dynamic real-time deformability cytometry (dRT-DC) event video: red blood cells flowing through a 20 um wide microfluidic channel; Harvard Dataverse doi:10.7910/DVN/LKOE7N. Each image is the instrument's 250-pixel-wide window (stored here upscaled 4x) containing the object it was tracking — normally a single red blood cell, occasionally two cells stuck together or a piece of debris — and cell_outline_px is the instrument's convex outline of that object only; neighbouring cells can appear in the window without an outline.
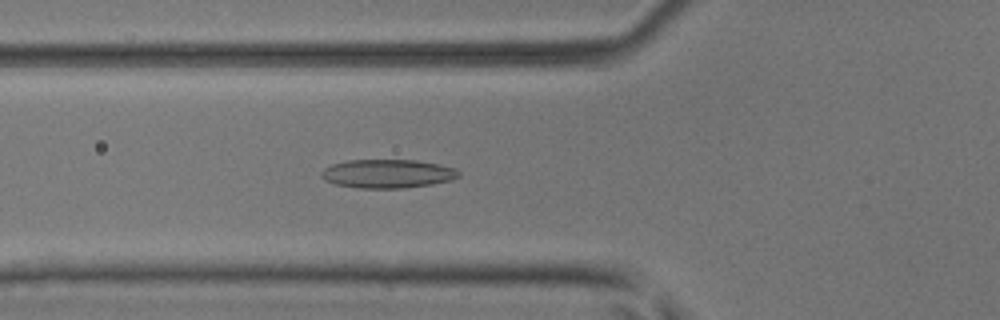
{"species": "common noctule bat (a hibernating species)", "species_latin": "Nyctalus noctula", "temperature_condition": "room temperature", "stored_images_in_passage": 48, "camera_frame_rate_fps": 3000, "um_per_image_px": 0.085, "animal": {"sex": "male", "body_mass_g": 17.9, "forearm_length_mm": 54.2}, "frame": {"image": 1, "passage_image": 19, "time_ms": 6.0, "image_size_px": [1000, 320], "cell_outline_px": [[460, 176], [452, 180], [432, 184], [404, 188], [356, 188], [336, 184], [324, 180], [320, 176], [320, 172], [324, 168], [332, 164], [348, 160], [416, 160], [456, 168], [460, 172]], "centroid_in_image_um": [32.93, 14.77], "position_along_channel_um": 92.9, "area_um2": 23.06}}
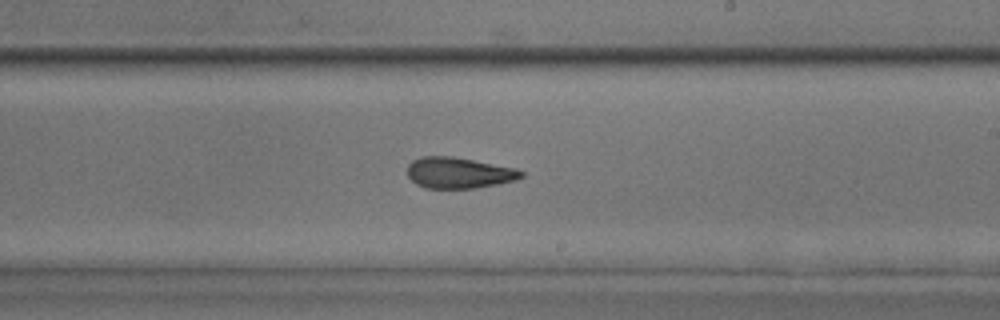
{"frame": {"image": 2, "passage_image": 31, "time_ms": 10.0, "image_size_px": [1000, 320], "cell_outline_px": [[524, 176], [516, 180], [476, 188], [424, 188], [416, 184], [408, 176], [408, 164], [412, 160], [420, 156], [452, 156], [516, 168], [524, 172]], "centroid_in_image_um": [38.99, 14.68], "position_along_channel_um": 250.0, "area_um2": 20.63}}
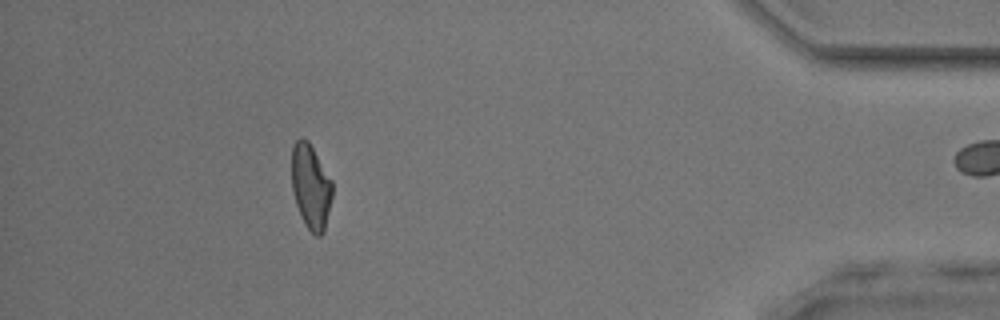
{"frame": {"image": 3, "passage_image": 47, "time_ms": 15.333, "image_size_px": [1000, 320], "cell_outline_px": [[332, 196], [324, 232], [320, 236], [316, 236], [304, 224], [300, 216], [292, 192], [292, 144], [300, 136], [308, 140], [332, 180]], "centroid_in_image_um": [26.4, 15.85], "position_along_channel_um": 408.8, "area_um2": 20.23}}